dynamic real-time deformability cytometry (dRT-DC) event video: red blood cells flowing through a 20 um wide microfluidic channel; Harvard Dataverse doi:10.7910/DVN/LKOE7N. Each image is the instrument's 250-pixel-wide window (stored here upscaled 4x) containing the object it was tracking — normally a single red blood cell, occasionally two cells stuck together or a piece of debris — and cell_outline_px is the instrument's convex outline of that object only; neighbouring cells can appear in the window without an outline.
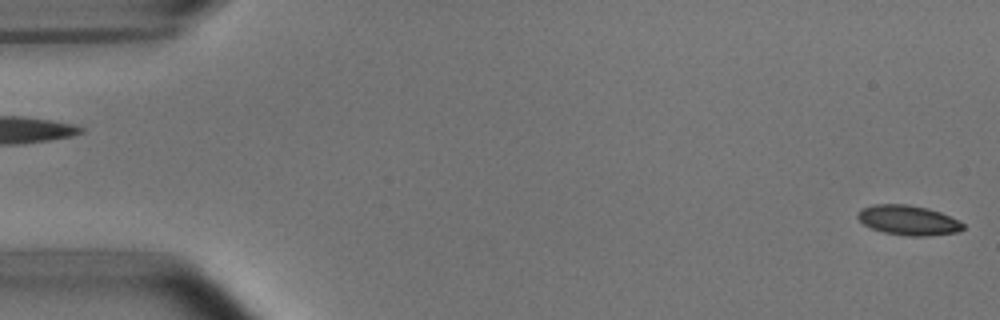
{"species": "common noctule bat (a hibernating species)", "species_latin": "Nyctalus noctula", "temperature_condition": "room temperature", "stored_images_in_passage": 6, "segment_of_instrument_passage": [2, 2], "camera_frame_rate_fps": 3000, "um_per_image_px": 0.085, "animal": {"sex": "male", "body_mass_g": 15.6}, "frame": {"image": 1, "passage_image": 6, "time_ms": 5.667, "image_size_px": [1000, 320], "cell_outline_px": [[964, 228], [960, 232], [928, 236], [908, 236], [884, 232], [872, 228], [864, 224], [856, 216], [864, 208], [872, 204], [904, 204], [928, 208], [940, 212], [964, 224]], "centroid_in_image_um": [77.22, 18.72], "position_along_channel_um": 7.8, "area_um2": 18.09}}